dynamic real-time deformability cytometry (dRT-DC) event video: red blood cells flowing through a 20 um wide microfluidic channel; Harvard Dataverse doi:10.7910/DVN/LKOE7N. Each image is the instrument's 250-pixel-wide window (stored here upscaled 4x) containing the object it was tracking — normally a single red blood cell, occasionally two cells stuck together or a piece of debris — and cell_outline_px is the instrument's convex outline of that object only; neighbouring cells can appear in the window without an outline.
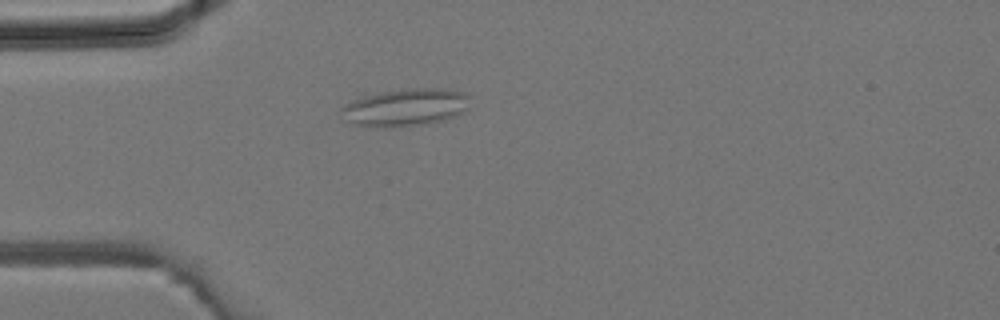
{"species": "common noctule bat (a hibernating species)", "species_latin": "Nyctalus noctula", "temperature_condition": "room temperature", "stored_images_in_passage": 1, "camera_frame_rate_fps": 3000, "um_per_image_px": 0.085, "animal": {"sex": "male", "body_mass_g": 19.2, "forearm_length_mm": 51.8}, "frame": {"image": 1, "passage_image": 1, "time_ms": 0.0, "image_size_px": [1000, 320], "cell_outline_px": [[468, 108], [452, 116], [428, 124], [392, 128], [384, 128], [352, 124], [348, 120], [340, 108], [344, 104], [364, 96], [384, 92], [416, 88], [444, 88], [468, 92]], "centroid_in_image_um": [34.48, 9.13], "position_along_channel_um": 50.5, "area_um2": 27.86}}